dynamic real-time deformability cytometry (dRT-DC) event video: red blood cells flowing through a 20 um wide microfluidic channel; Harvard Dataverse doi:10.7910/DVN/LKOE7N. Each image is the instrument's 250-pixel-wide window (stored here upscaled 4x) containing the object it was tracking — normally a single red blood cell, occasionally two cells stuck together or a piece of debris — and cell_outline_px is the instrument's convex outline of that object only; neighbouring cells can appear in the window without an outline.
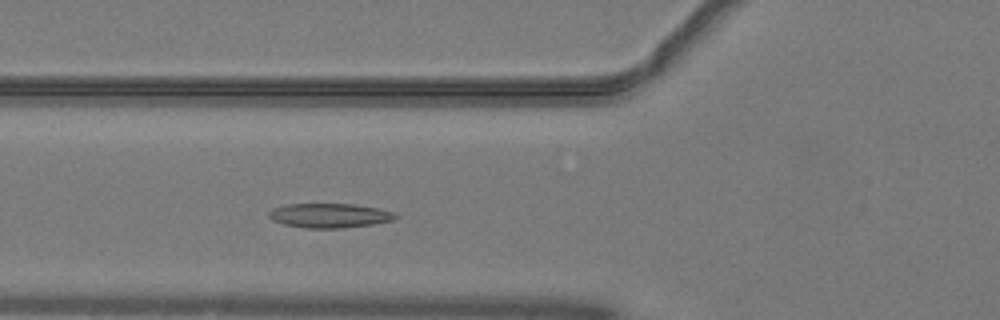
{"species": "common noctule bat (a hibernating species)", "species_latin": "Nyctalus noctula", "temperature_condition": "warm", "stored_images_in_passage": 44, "segment_of_instrument_passage": [1, 2], "camera_frame_rate_fps": 3000, "um_per_image_px": 0.085, "animal": {"sex": "male", "body_mass_g": 19.2, "forearm_length_mm": 51.8}, "frame": {"image": 1, "passage_image": 11, "time_ms": 3.333, "image_size_px": [1000, 320], "cell_outline_px": [[400, 216], [392, 220], [372, 224], [340, 228], [304, 228], [284, 224], [272, 220], [268, 216], [268, 212], [272, 208], [284, 204], [352, 204], [376, 208], [392, 212]], "centroid_in_image_um": [27.95, 18.32], "position_along_channel_um": 97.8, "area_um2": 17.92}}
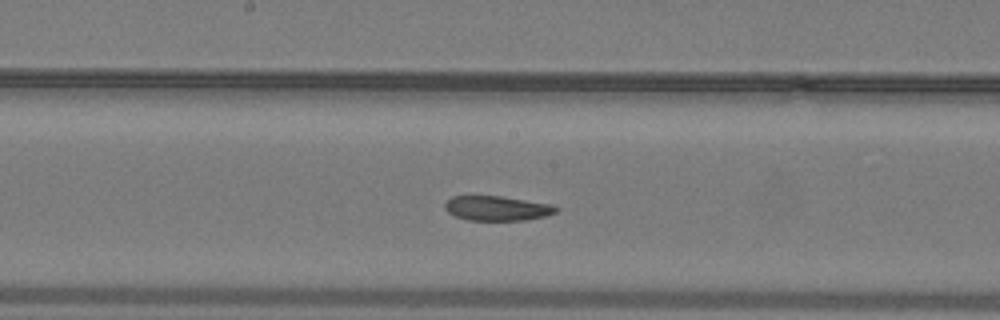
{"frame": {"image": 2, "passage_image": 19, "time_ms": 6.0, "image_size_px": [1000, 320], "cell_outline_px": [[560, 208], [556, 212], [544, 216], [524, 220], [468, 220], [456, 216], [448, 212], [444, 208], [444, 204], [452, 196], [500, 196], [552, 204]], "centroid_in_image_um": [42.25, 17.7], "position_along_channel_um": 205.9, "area_um2": 15.9}}
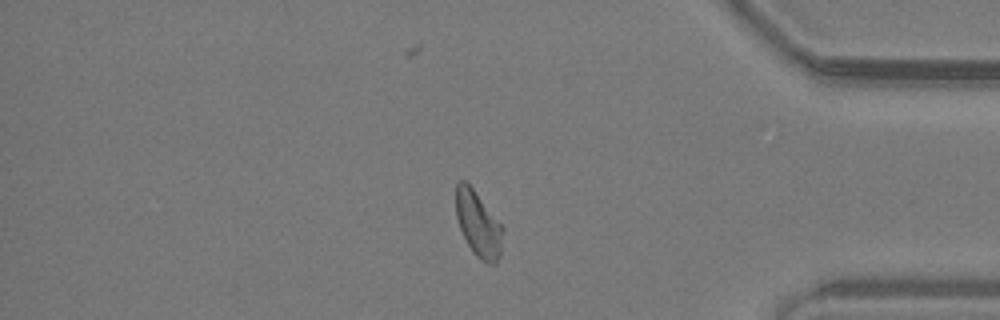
{"frame": {"image": 3, "passage_image": 35, "time_ms": 11.333, "image_size_px": [1000, 320], "cell_outline_px": [[504, 228], [500, 256], [496, 264], [492, 264], [480, 260], [476, 256], [468, 244], [460, 228], [456, 216], [456, 184], [460, 180], [464, 180], [472, 188]], "centroid_in_image_um": [40.66, 19.07], "position_along_channel_um": 394.5, "area_um2": 17.63}}